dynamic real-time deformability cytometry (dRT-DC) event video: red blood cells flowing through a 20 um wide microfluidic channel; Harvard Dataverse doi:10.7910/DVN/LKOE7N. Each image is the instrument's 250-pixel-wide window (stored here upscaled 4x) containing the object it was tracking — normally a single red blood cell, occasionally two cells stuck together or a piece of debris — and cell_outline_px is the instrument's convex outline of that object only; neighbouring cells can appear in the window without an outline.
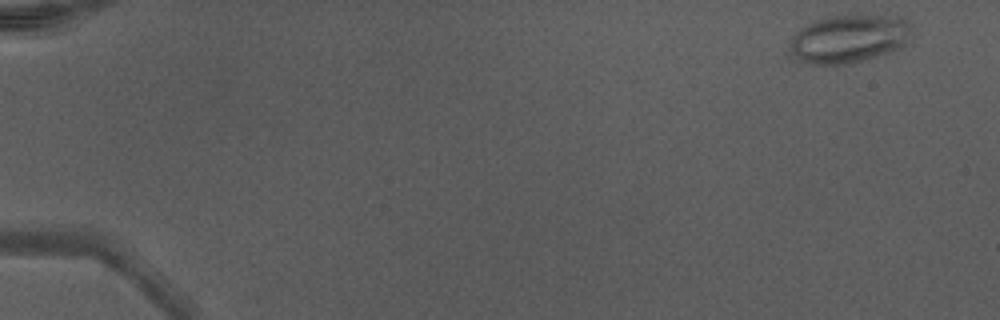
{"species": "Egyptian fruit bat (a non-hibernating species)", "species_latin": "Rousettus aegyptiacus", "temperature_condition": "warm", "stored_images_in_passage": 48, "camera_frame_rate_fps": 3000, "um_per_image_px": 0.085, "animal": {"sex": "male"}, "frame": {"image": 1, "passage_image": 2, "time_ms": 0.333, "image_size_px": [1000, 320], "cell_outline_px": [[912, 32], [904, 44], [900, 48], [888, 52], [848, 64], [808, 64], [792, 48], [792, 36], [808, 24], [816, 20], [832, 16], [900, 16], [908, 20], [912, 24]], "centroid_in_image_um": [72.27, 3.27], "position_along_channel_um": 12.7, "area_um2": 33.23}}
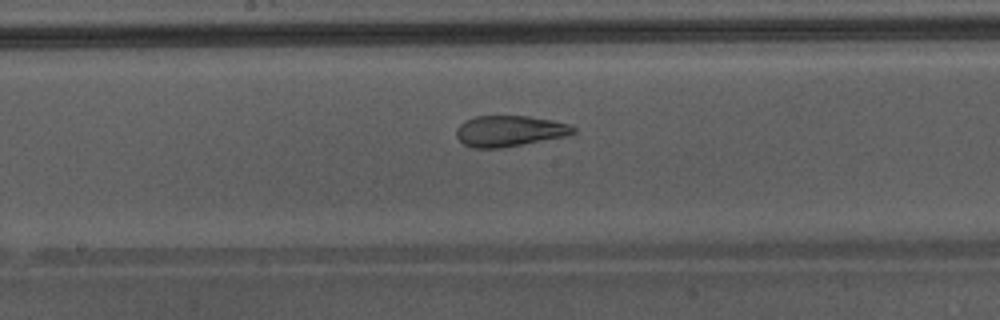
{"frame": {"image": 2, "passage_image": 27, "time_ms": 8.667, "image_size_px": [1000, 320], "cell_outline_px": [[576, 132], [568, 136], [504, 148], [472, 148], [464, 144], [456, 136], [456, 128], [464, 120], [476, 116], [528, 116], [552, 120], [568, 124], [576, 128]], "centroid_in_image_um": [43.31, 11.14], "position_along_channel_um": 204.9, "area_um2": 21.33}}
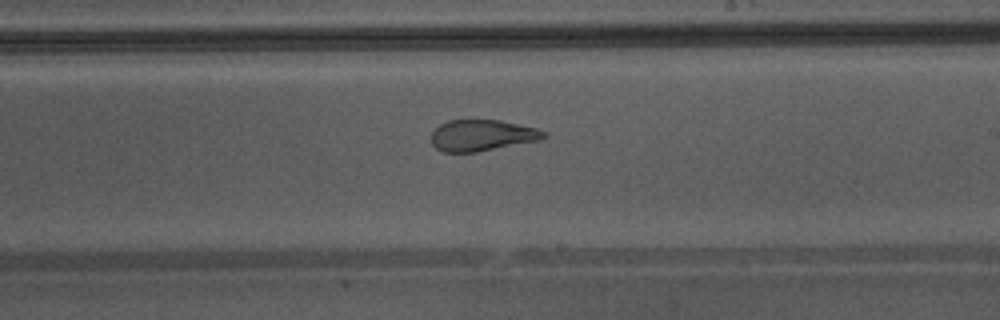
{"frame": {"image": 3, "passage_image": 30, "time_ms": 9.667, "image_size_px": [1000, 320], "cell_outline_px": [[548, 136], [540, 140], [476, 152], [444, 152], [436, 148], [432, 144], [432, 132], [440, 124], [448, 120], [500, 120], [536, 128], [548, 132]], "centroid_in_image_um": [40.99, 11.5], "position_along_channel_um": 248.0, "area_um2": 20.46}, "authors_computed_cell_mechanics": {"area_um2": 26.4435, "velocity_mm_per_s": 4.3442, "shape_relaxation_time_tau1_ms": null, "shape_relaxation_time_tau2_ms": 1.232, "deformation_change_tau1": null, "deformation_change_tau2": 0.0849}}